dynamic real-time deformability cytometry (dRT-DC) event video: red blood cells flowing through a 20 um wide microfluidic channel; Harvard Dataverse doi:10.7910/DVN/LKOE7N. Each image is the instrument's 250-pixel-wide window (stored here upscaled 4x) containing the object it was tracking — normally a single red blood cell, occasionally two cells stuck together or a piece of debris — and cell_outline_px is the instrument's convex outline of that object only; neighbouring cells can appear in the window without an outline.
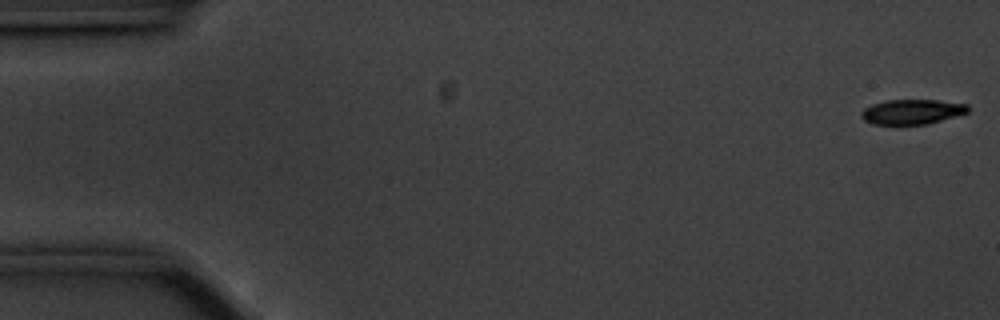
{"species": "common noctule bat (a hibernating species)", "species_latin": "Nyctalus noctula", "temperature_condition": "cold", "stored_images_in_passage": 56, "camera_frame_rate_fps": 3000, "um_per_image_px": 0.085, "animal": {"sex": "male", "body_mass_g": 20.1, "forearm_length_mm": 53.5}, "frame": {"image": 1, "passage_image": 1, "time_ms": 0.0, "image_size_px": [1000, 320], "cell_outline_px": [[968, 112], [928, 124], [872, 124], [864, 120], [860, 116], [860, 112], [864, 108], [872, 104], [884, 100], [936, 100], [968, 104]], "centroid_in_image_um": [77.48, 9.49], "position_along_channel_um": 7.5, "area_um2": 15.43}}
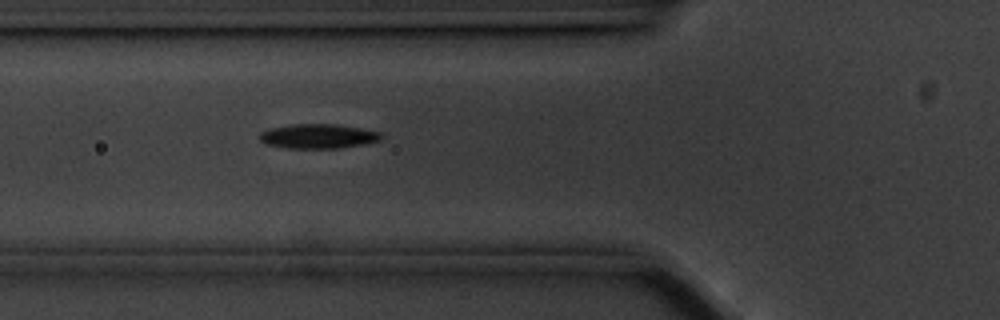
{"frame": {"image": 2, "passage_image": 20, "time_ms": 6.333, "image_size_px": [1000, 320], "cell_outline_px": [[384, 136], [380, 140], [364, 144], [340, 148], [288, 148], [268, 144], [260, 140], [260, 132], [272, 128], [292, 124], [336, 124], [384, 132]], "centroid_in_image_um": [27.11, 11.57], "position_along_channel_um": 98.7, "area_um2": 17.34}}
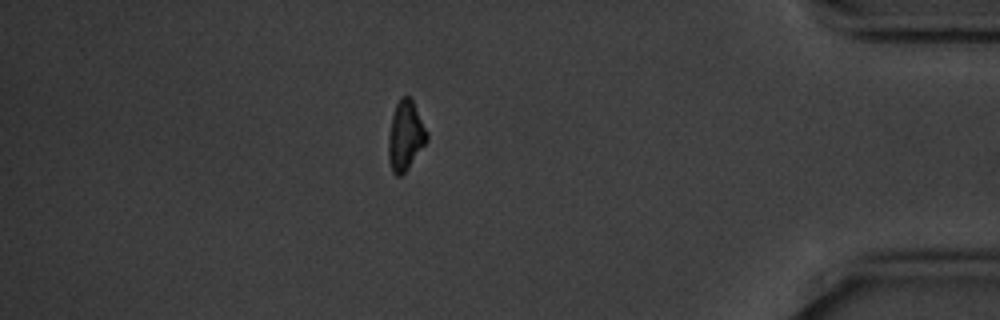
{"frame": {"image": 3, "passage_image": 49, "time_ms": 16.0, "image_size_px": [1000, 320], "cell_outline_px": [[428, 140], [408, 168], [400, 176], [396, 176], [392, 172], [388, 160], [388, 136], [392, 116], [396, 104], [400, 96], [408, 96], [412, 100], [428, 132]], "centroid_in_image_um": [34.45, 11.54], "position_along_channel_um": 400.7, "area_um2": 15.61}, "authors_computed_cell_mechanics": {"area_um2": 16.6464, "velocity_mm_per_s": 3.5351, "shape_relaxation_time_tau1_ms": 2.8157, "shape_relaxation_time_tau2_ms": null, "deformation_change_tau1": 0.1108, "deformation_change_tau2": null}}